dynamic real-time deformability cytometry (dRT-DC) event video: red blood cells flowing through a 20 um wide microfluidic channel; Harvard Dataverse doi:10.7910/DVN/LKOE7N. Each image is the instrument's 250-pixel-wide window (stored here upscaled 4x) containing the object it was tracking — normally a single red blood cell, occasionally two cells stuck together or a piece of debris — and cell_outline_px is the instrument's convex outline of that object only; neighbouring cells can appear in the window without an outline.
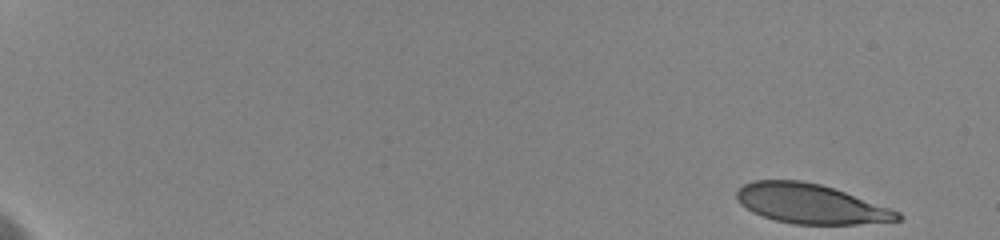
{"species": "human", "species_latin": "Homo sapiens", "temperature_condition": "cold", "stored_images_in_passage": 50, "camera_frame_rate_fps": 3000, "um_per_image_px": 0.085, "donor": {"sex": "female"}, "frame": {"image": 1, "passage_image": 1, "time_ms": 0.0, "image_size_px": [1000, 240], "cell_outline_px": [[904, 216], [900, 220], [856, 224], [792, 224], [776, 220], [752, 212], [740, 204], [736, 196], [736, 192], [744, 184], [752, 180], [800, 180], [820, 184], [844, 192], [900, 212]], "centroid_in_image_um": [68.87, 17.32], "position_along_channel_um": 16.1, "area_um2": 36.76}}
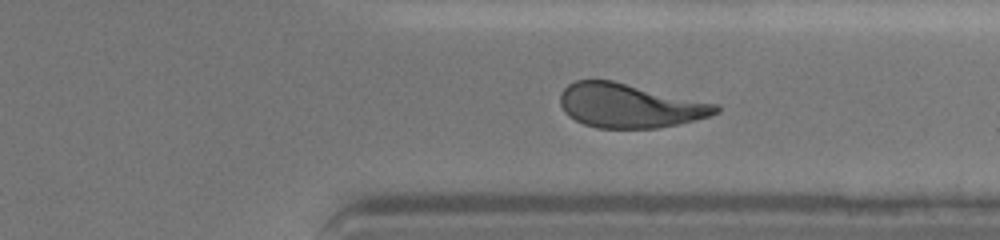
{"frame": {"image": 2, "passage_image": 42, "time_ms": 14.667, "image_size_px": [1000, 240], "cell_outline_px": [[720, 112], [708, 116], [676, 124], [656, 128], [596, 128], [584, 124], [568, 116], [564, 112], [560, 104], [560, 92], [568, 84], [576, 80], [612, 80], [720, 104]], "centroid_in_image_um": [53.5, 8.97], "position_along_channel_um": 357.9, "area_um2": 40.11}}
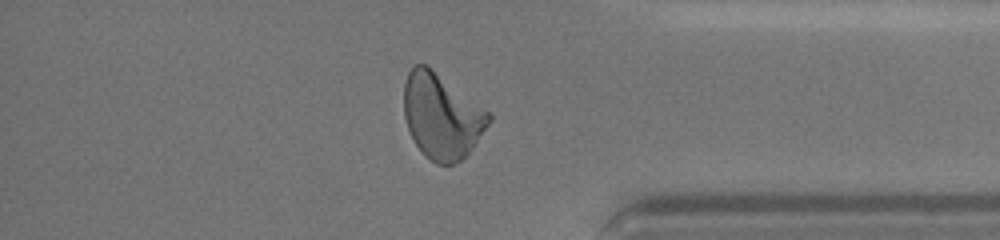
{"frame": {"image": 3, "passage_image": 46, "time_ms": 16.0, "image_size_px": [1000, 240], "cell_outline_px": [[492, 120], [472, 148], [456, 164], [436, 164], [416, 144], [408, 128], [404, 116], [404, 84], [408, 72], [416, 64], [428, 64], [488, 112], [492, 116]], "centroid_in_image_um": [37.53, 9.84], "position_along_channel_um": 397.7, "area_um2": 41.56}, "authors_computed_cell_mechanics": {"area_um2": 40.5467, "velocity_mm_per_s": 3.5789, "shape_relaxation_time_tau1_ms": 5.6057, "shape_relaxation_time_tau2_ms": 1.3151, "deformation_change_tau1": 0.19, "deformation_change_tau2": 0.0815}}